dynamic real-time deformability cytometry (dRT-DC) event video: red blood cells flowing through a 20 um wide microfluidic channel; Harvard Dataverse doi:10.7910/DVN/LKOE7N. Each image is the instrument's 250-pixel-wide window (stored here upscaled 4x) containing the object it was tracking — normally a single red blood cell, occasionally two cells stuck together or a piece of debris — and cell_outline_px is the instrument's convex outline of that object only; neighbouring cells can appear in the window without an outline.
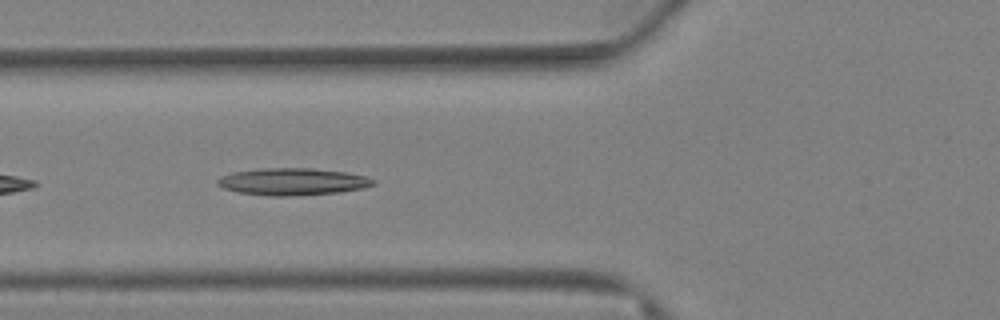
{"species": "Egyptian fruit bat (a non-hibernating species)", "species_latin": "Rousettus aegyptiacus", "temperature_condition": "warm", "stored_images_in_passage": 11, "camera_frame_rate_fps": 3000, "um_per_image_px": 0.085, "animal": {"sex": "female"}, "frame": {"image": 1, "passage_image": 7, "time_ms": 2.0, "image_size_px": [1000, 320], "cell_outline_px": [[376, 184], [364, 188], [340, 192], [288, 196], [268, 196], [236, 192], [224, 188], [216, 184], [216, 180], [220, 176], [232, 172], [260, 168], [312, 168], [344, 172], [364, 176], [376, 180]], "centroid_in_image_um": [24.84, 15.44], "position_along_channel_um": 101.0, "area_um2": 24.74}}